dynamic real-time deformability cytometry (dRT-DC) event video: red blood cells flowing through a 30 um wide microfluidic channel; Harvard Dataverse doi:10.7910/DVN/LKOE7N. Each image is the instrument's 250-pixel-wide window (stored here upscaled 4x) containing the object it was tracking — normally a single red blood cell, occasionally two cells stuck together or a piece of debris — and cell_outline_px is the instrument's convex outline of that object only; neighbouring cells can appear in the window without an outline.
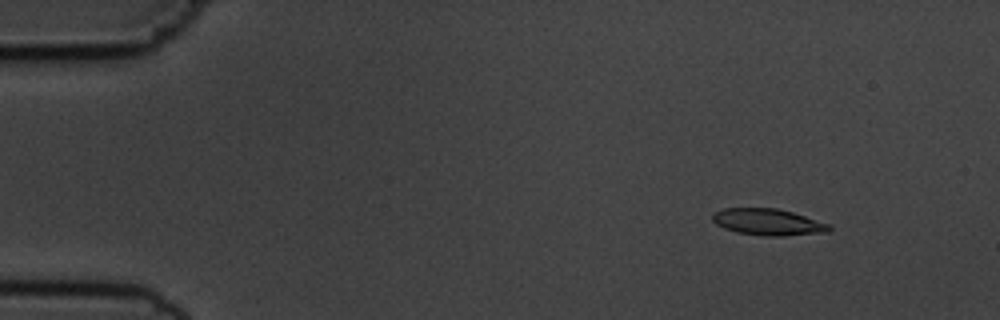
{"species": "common noctule bat (a hibernating species)", "species_latin": "Nyctalus noctula", "temperature_condition": "cold", "stored_images_in_passage": 6, "camera_frame_rate_fps": 3000, "um_per_image_px": 0.085, "animal": {"sex": "male", "body_mass_g": 19.5, "forearm_length_mm": 54.6}, "frame": {"image": 1, "passage_image": 3, "time_ms": 2.0, "image_size_px": [1000, 320], "cell_outline_px": [[832, 228], [828, 232], [784, 236], [764, 236], [736, 232], [724, 228], [716, 224], [712, 220], [712, 212], [724, 208], [776, 208], [792, 212], [832, 224]], "centroid_in_image_um": [65.29, 18.87], "position_along_channel_um": 19.7, "area_um2": 18.26}}